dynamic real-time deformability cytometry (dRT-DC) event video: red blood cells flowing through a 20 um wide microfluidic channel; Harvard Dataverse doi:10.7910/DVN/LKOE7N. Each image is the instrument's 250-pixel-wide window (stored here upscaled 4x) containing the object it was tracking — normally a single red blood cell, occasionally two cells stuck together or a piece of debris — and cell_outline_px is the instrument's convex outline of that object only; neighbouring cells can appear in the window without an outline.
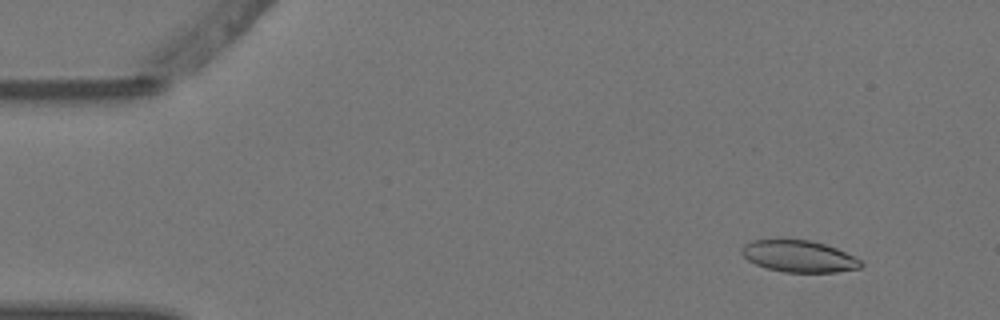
{"species": "Egyptian fruit bat (a non-hibernating species)", "species_latin": "Rousettus aegyptiacus", "temperature_condition": "warm", "stored_images_in_passage": 4, "camera_frame_rate_fps": 3000, "um_per_image_px": 0.085, "animal": {"sex": "female"}, "frame": {"image": 1, "passage_image": 2, "time_ms": 0.333, "image_size_px": [1000, 320], "cell_outline_px": [[864, 264], [860, 268], [836, 272], [784, 272], [768, 268], [756, 264], [748, 260], [740, 252], [740, 248], [744, 244], [752, 240], [812, 240], [836, 248], [860, 260]], "centroid_in_image_um": [67.89, 21.78], "position_along_channel_um": 17.1, "area_um2": 21.85}}